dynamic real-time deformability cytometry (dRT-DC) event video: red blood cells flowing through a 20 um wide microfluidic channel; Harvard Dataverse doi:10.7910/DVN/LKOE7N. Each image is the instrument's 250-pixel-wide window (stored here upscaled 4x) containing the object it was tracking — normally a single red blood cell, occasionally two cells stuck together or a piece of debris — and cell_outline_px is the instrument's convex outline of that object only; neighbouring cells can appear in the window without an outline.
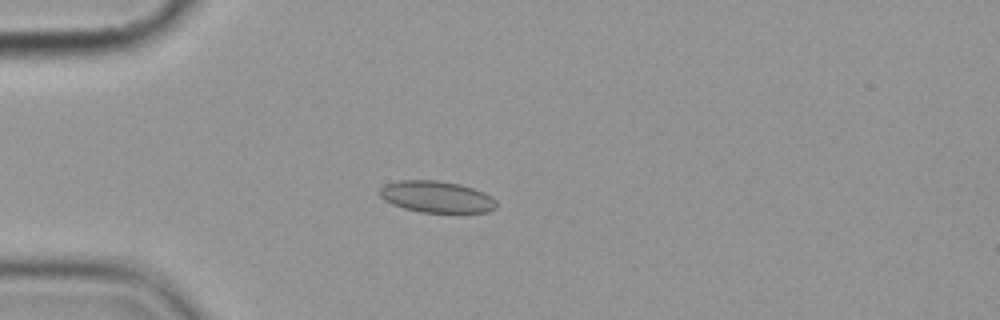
{"species": "common noctule bat (a hibernating species)", "species_latin": "Nyctalus noctula", "temperature_condition": "cold", "stored_images_in_passage": 5, "camera_frame_rate_fps": 3000, "um_per_image_px": 0.085, "animal": {"sex": "female", "body_mass_g": 19.9}, "frame": {"image": 1, "passage_image": 5, "time_ms": 4.667, "image_size_px": [1000, 320], "cell_outline_px": [[496, 208], [488, 212], [420, 212], [404, 208], [392, 204], [384, 200], [376, 192], [384, 184], [400, 180], [436, 180], [460, 184], [484, 192], [492, 196], [496, 200]], "centroid_in_image_um": [37.08, 16.72], "position_along_channel_um": 47.9, "area_um2": 21.62}}